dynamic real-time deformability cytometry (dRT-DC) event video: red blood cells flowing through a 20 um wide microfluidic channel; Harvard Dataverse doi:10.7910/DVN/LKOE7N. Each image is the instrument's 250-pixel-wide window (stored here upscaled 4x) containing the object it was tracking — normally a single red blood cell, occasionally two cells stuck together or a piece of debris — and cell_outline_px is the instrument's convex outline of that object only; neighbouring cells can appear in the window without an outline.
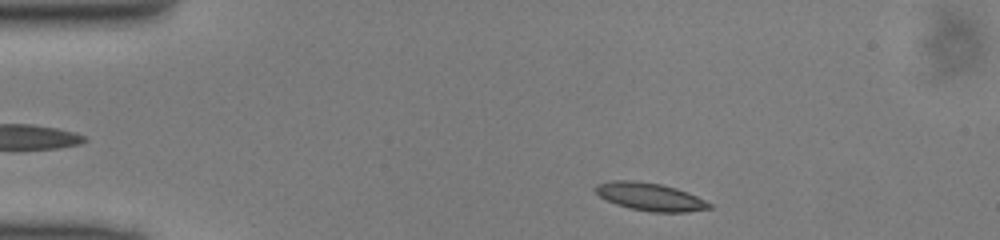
{"species": "common noctule bat (a hibernating species)", "species_latin": "Nyctalus noctula", "temperature_condition": "cold", "stored_images_in_passage": 35, "camera_frame_rate_fps": 3000, "um_per_image_px": 0.085, "animal": {"sex": "male", "body_mass_g": 13.0, "forearm_length_mm": 53.1}, "frame": {"image": 1, "passage_image": 2, "time_ms": 0.333, "image_size_px": [1000, 240], "cell_outline_px": [[712, 208], [688, 212], [652, 212], [632, 208], [616, 204], [600, 196], [592, 188], [596, 184], [608, 180], [632, 180], [660, 184], [676, 188], [696, 196], [712, 204]], "centroid_in_image_um": [55.23, 16.71], "position_along_channel_um": 29.8, "area_um2": 18.38}}
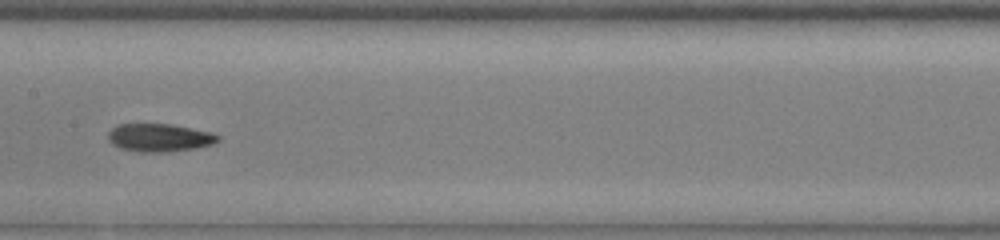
{"frame": {"image": 2, "passage_image": 18, "time_ms": 5.667, "image_size_px": [1000, 240], "cell_outline_px": [[220, 140], [212, 144], [196, 148], [168, 152], [140, 152], [120, 148], [112, 144], [108, 140], [108, 132], [116, 124], [172, 124], [212, 132], [220, 136]], "centroid_in_image_um": [13.55, 11.7], "position_along_channel_um": 193.8, "area_um2": 18.09}}
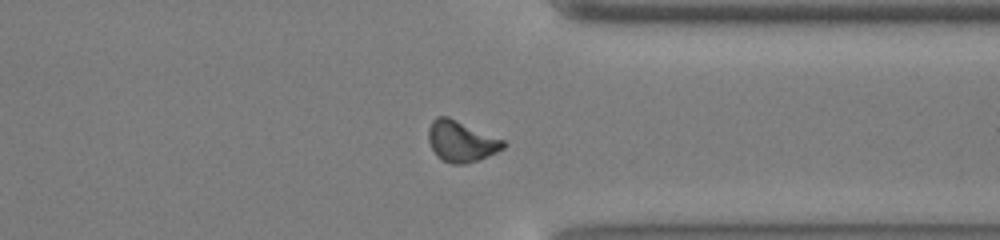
{"frame": {"image": 3, "passage_image": 31, "time_ms": 10.0, "image_size_px": [1000, 240], "cell_outline_px": [[508, 144], [504, 148], [480, 160], [464, 164], [452, 164], [436, 156], [428, 140], [428, 128], [432, 120], [436, 116], [448, 116], [504, 140]], "centroid_in_image_um": [39.2, 12.01], "position_along_channel_um": 372.2, "area_um2": 17.98}}